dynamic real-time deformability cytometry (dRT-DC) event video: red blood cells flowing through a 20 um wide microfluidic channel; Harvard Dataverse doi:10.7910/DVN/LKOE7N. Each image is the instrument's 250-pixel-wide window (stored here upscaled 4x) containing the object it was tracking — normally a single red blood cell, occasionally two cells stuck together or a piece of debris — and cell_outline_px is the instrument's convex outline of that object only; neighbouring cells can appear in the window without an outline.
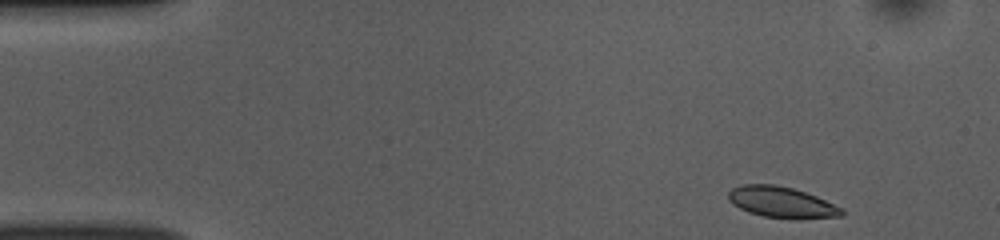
{"species": "common noctule bat (a hibernating species)", "species_latin": "Nyctalus noctula", "temperature_condition": "room temperature", "stored_images_in_passage": 47, "camera_frame_rate_fps": 3000, "um_per_image_px": 0.085, "animal": {"sex": "female", "body_mass_g": 10.0, "forearm_length_mm": 53.1}, "frame": {"image": 1, "passage_image": 1, "time_ms": 0.0, "image_size_px": [1000, 240], "cell_outline_px": [[844, 212], [840, 216], [764, 216], [748, 212], [732, 204], [728, 200], [728, 192], [732, 188], [744, 184], [776, 184], [792, 188], [816, 196], [844, 208]], "centroid_in_image_um": [66.36, 17.13], "position_along_channel_um": 18.6, "area_um2": 19.59}}
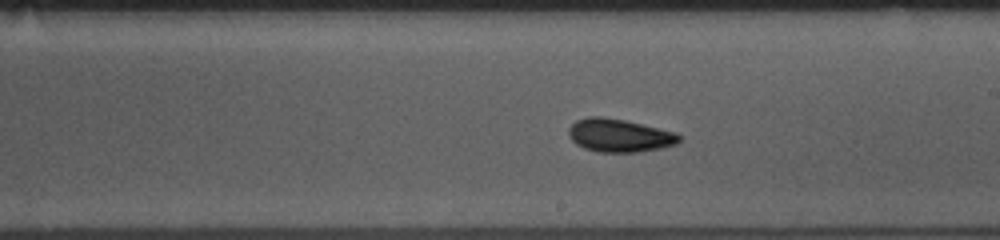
{"frame": {"image": 2, "passage_image": 25, "time_ms": 8.0, "image_size_px": [1000, 240], "cell_outline_px": [[680, 140], [676, 144], [660, 148], [640, 152], [600, 152], [584, 148], [576, 144], [568, 136], [568, 128], [576, 120], [588, 116], [600, 116], [624, 120], [676, 132], [680, 136]], "centroid_in_image_um": [52.62, 11.51], "position_along_channel_um": 236.4, "area_um2": 21.33}}
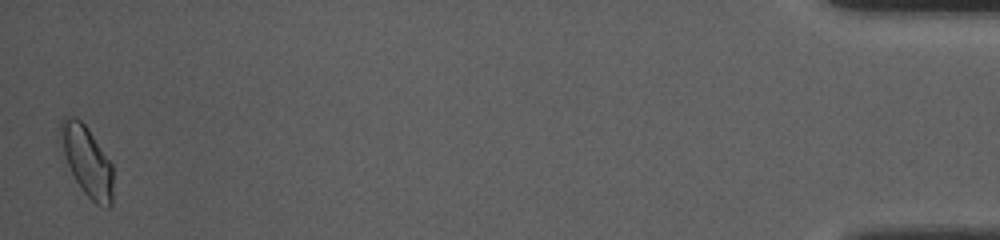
{"frame": {"image": 3, "passage_image": 47, "time_ms": 15.333, "image_size_px": [1000, 240], "cell_outline_px": [[112, 204], [108, 208], [96, 204], [84, 192], [76, 180], [68, 164], [64, 152], [60, 132], [60, 120], [64, 116], [72, 116], [80, 120], [88, 128], [112, 164]], "centroid_in_image_um": [7.41, 13.68], "position_along_channel_um": 427.8, "area_um2": 20.92}, "authors_computed_cell_mechanics": {"area_um2": 20.4612, "velocity_mm_per_s": 3.8358, "shape_relaxation_time_tau1_ms": 4.2316, "shape_relaxation_time_tau2_ms": null, "deformation_change_tau1": 0.1069, "deformation_change_tau2": null}}